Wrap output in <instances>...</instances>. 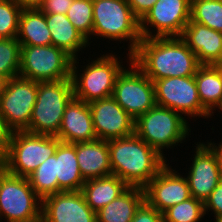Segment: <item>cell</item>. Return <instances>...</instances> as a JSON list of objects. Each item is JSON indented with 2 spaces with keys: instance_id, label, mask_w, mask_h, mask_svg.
<instances>
[{
  "instance_id": "5bb4252c",
  "label": "cell",
  "mask_w": 222,
  "mask_h": 222,
  "mask_svg": "<svg viewBox=\"0 0 222 222\" xmlns=\"http://www.w3.org/2000/svg\"><path fill=\"white\" fill-rule=\"evenodd\" d=\"M95 134L108 141L135 134V120L111 96L89 103Z\"/></svg>"
},
{
  "instance_id": "44dd1931",
  "label": "cell",
  "mask_w": 222,
  "mask_h": 222,
  "mask_svg": "<svg viewBox=\"0 0 222 222\" xmlns=\"http://www.w3.org/2000/svg\"><path fill=\"white\" fill-rule=\"evenodd\" d=\"M47 27L52 38V45L64 50L73 59L78 52L91 42L78 31L65 14H45Z\"/></svg>"
},
{
  "instance_id": "d6a6232c",
  "label": "cell",
  "mask_w": 222,
  "mask_h": 222,
  "mask_svg": "<svg viewBox=\"0 0 222 222\" xmlns=\"http://www.w3.org/2000/svg\"><path fill=\"white\" fill-rule=\"evenodd\" d=\"M213 211L215 222H218L222 218V178L220 179L216 188L211 192L210 196L204 202V212Z\"/></svg>"
},
{
  "instance_id": "83f0119b",
  "label": "cell",
  "mask_w": 222,
  "mask_h": 222,
  "mask_svg": "<svg viewBox=\"0 0 222 222\" xmlns=\"http://www.w3.org/2000/svg\"><path fill=\"white\" fill-rule=\"evenodd\" d=\"M189 22L222 32V0H191Z\"/></svg>"
},
{
  "instance_id": "ab89813d",
  "label": "cell",
  "mask_w": 222,
  "mask_h": 222,
  "mask_svg": "<svg viewBox=\"0 0 222 222\" xmlns=\"http://www.w3.org/2000/svg\"><path fill=\"white\" fill-rule=\"evenodd\" d=\"M6 79H4V78H2L1 76H0V96H1V94L3 93V89H4V87H5V83H6Z\"/></svg>"
},
{
  "instance_id": "ac0fdd59",
  "label": "cell",
  "mask_w": 222,
  "mask_h": 222,
  "mask_svg": "<svg viewBox=\"0 0 222 222\" xmlns=\"http://www.w3.org/2000/svg\"><path fill=\"white\" fill-rule=\"evenodd\" d=\"M56 137L73 144L97 140L89 104L73 97L65 108Z\"/></svg>"
},
{
  "instance_id": "3957f363",
  "label": "cell",
  "mask_w": 222,
  "mask_h": 222,
  "mask_svg": "<svg viewBox=\"0 0 222 222\" xmlns=\"http://www.w3.org/2000/svg\"><path fill=\"white\" fill-rule=\"evenodd\" d=\"M93 32L92 36L104 37L114 41H128L127 57L129 63L132 54L142 40L140 21L134 16L127 0H92Z\"/></svg>"
},
{
  "instance_id": "8fae6325",
  "label": "cell",
  "mask_w": 222,
  "mask_h": 222,
  "mask_svg": "<svg viewBox=\"0 0 222 222\" xmlns=\"http://www.w3.org/2000/svg\"><path fill=\"white\" fill-rule=\"evenodd\" d=\"M112 97L134 120L156 105L153 81L132 61L118 75Z\"/></svg>"
},
{
  "instance_id": "9c48e42d",
  "label": "cell",
  "mask_w": 222,
  "mask_h": 222,
  "mask_svg": "<svg viewBox=\"0 0 222 222\" xmlns=\"http://www.w3.org/2000/svg\"><path fill=\"white\" fill-rule=\"evenodd\" d=\"M73 58L54 45H21L19 76L37 82L71 78Z\"/></svg>"
},
{
  "instance_id": "7c38bea8",
  "label": "cell",
  "mask_w": 222,
  "mask_h": 222,
  "mask_svg": "<svg viewBox=\"0 0 222 222\" xmlns=\"http://www.w3.org/2000/svg\"><path fill=\"white\" fill-rule=\"evenodd\" d=\"M153 84L156 105L184 114V118L186 116L196 117V119L211 117L199 100L194 76L168 77L155 80Z\"/></svg>"
},
{
  "instance_id": "f1b7e54d",
  "label": "cell",
  "mask_w": 222,
  "mask_h": 222,
  "mask_svg": "<svg viewBox=\"0 0 222 222\" xmlns=\"http://www.w3.org/2000/svg\"><path fill=\"white\" fill-rule=\"evenodd\" d=\"M21 45L16 38H0V76L6 80L19 76Z\"/></svg>"
},
{
  "instance_id": "603a6c76",
  "label": "cell",
  "mask_w": 222,
  "mask_h": 222,
  "mask_svg": "<svg viewBox=\"0 0 222 222\" xmlns=\"http://www.w3.org/2000/svg\"><path fill=\"white\" fill-rule=\"evenodd\" d=\"M144 202L143 188L128 187L112 202L96 212L97 222H131Z\"/></svg>"
},
{
  "instance_id": "ffe728a7",
  "label": "cell",
  "mask_w": 222,
  "mask_h": 222,
  "mask_svg": "<svg viewBox=\"0 0 222 222\" xmlns=\"http://www.w3.org/2000/svg\"><path fill=\"white\" fill-rule=\"evenodd\" d=\"M76 155L85 181L112 175L107 141L97 139L76 143Z\"/></svg>"
},
{
  "instance_id": "8d00e7d4",
  "label": "cell",
  "mask_w": 222,
  "mask_h": 222,
  "mask_svg": "<svg viewBox=\"0 0 222 222\" xmlns=\"http://www.w3.org/2000/svg\"><path fill=\"white\" fill-rule=\"evenodd\" d=\"M9 134L10 132L4 126L3 120L0 116V160L6 152Z\"/></svg>"
},
{
  "instance_id": "4dcf8cb0",
  "label": "cell",
  "mask_w": 222,
  "mask_h": 222,
  "mask_svg": "<svg viewBox=\"0 0 222 222\" xmlns=\"http://www.w3.org/2000/svg\"><path fill=\"white\" fill-rule=\"evenodd\" d=\"M67 18L89 42L93 32V2L92 0H73L67 13Z\"/></svg>"
},
{
  "instance_id": "f35d334b",
  "label": "cell",
  "mask_w": 222,
  "mask_h": 222,
  "mask_svg": "<svg viewBox=\"0 0 222 222\" xmlns=\"http://www.w3.org/2000/svg\"><path fill=\"white\" fill-rule=\"evenodd\" d=\"M207 143L216 152V155H217L218 161H219V166L221 168V173H222V141H221V143L218 144V146L216 145V143H214V142L212 143L211 141L207 142Z\"/></svg>"
},
{
  "instance_id": "e0dca14e",
  "label": "cell",
  "mask_w": 222,
  "mask_h": 222,
  "mask_svg": "<svg viewBox=\"0 0 222 222\" xmlns=\"http://www.w3.org/2000/svg\"><path fill=\"white\" fill-rule=\"evenodd\" d=\"M41 222H97L81 190L62 191L42 199Z\"/></svg>"
},
{
  "instance_id": "d6986e66",
  "label": "cell",
  "mask_w": 222,
  "mask_h": 222,
  "mask_svg": "<svg viewBox=\"0 0 222 222\" xmlns=\"http://www.w3.org/2000/svg\"><path fill=\"white\" fill-rule=\"evenodd\" d=\"M181 38L196 54L201 65H215L222 62V32L197 22H189Z\"/></svg>"
},
{
  "instance_id": "f546056e",
  "label": "cell",
  "mask_w": 222,
  "mask_h": 222,
  "mask_svg": "<svg viewBox=\"0 0 222 222\" xmlns=\"http://www.w3.org/2000/svg\"><path fill=\"white\" fill-rule=\"evenodd\" d=\"M205 216L204 203L190 197L163 212L164 222H200Z\"/></svg>"
},
{
  "instance_id": "d4e9b609",
  "label": "cell",
  "mask_w": 222,
  "mask_h": 222,
  "mask_svg": "<svg viewBox=\"0 0 222 222\" xmlns=\"http://www.w3.org/2000/svg\"><path fill=\"white\" fill-rule=\"evenodd\" d=\"M16 39L20 45H52V38L47 27L45 14L40 9L21 10Z\"/></svg>"
},
{
  "instance_id": "74e56055",
  "label": "cell",
  "mask_w": 222,
  "mask_h": 222,
  "mask_svg": "<svg viewBox=\"0 0 222 222\" xmlns=\"http://www.w3.org/2000/svg\"><path fill=\"white\" fill-rule=\"evenodd\" d=\"M22 9H40L44 0H14Z\"/></svg>"
},
{
  "instance_id": "484cf974",
  "label": "cell",
  "mask_w": 222,
  "mask_h": 222,
  "mask_svg": "<svg viewBox=\"0 0 222 222\" xmlns=\"http://www.w3.org/2000/svg\"><path fill=\"white\" fill-rule=\"evenodd\" d=\"M194 78L199 100L212 116L222 100V75L215 65H201Z\"/></svg>"
},
{
  "instance_id": "836d02e7",
  "label": "cell",
  "mask_w": 222,
  "mask_h": 222,
  "mask_svg": "<svg viewBox=\"0 0 222 222\" xmlns=\"http://www.w3.org/2000/svg\"><path fill=\"white\" fill-rule=\"evenodd\" d=\"M131 222H164L163 213L144 202L136 211Z\"/></svg>"
},
{
  "instance_id": "9a60e30c",
  "label": "cell",
  "mask_w": 222,
  "mask_h": 222,
  "mask_svg": "<svg viewBox=\"0 0 222 222\" xmlns=\"http://www.w3.org/2000/svg\"><path fill=\"white\" fill-rule=\"evenodd\" d=\"M168 165L169 163L143 188L145 202L161 213L192 197L186 177Z\"/></svg>"
},
{
  "instance_id": "e575fe53",
  "label": "cell",
  "mask_w": 222,
  "mask_h": 222,
  "mask_svg": "<svg viewBox=\"0 0 222 222\" xmlns=\"http://www.w3.org/2000/svg\"><path fill=\"white\" fill-rule=\"evenodd\" d=\"M73 0H44L40 10L44 14H65Z\"/></svg>"
},
{
  "instance_id": "2e32d148",
  "label": "cell",
  "mask_w": 222,
  "mask_h": 222,
  "mask_svg": "<svg viewBox=\"0 0 222 222\" xmlns=\"http://www.w3.org/2000/svg\"><path fill=\"white\" fill-rule=\"evenodd\" d=\"M186 179L191 196L203 203L222 178L216 152L208 143L198 142Z\"/></svg>"
},
{
  "instance_id": "d590c367",
  "label": "cell",
  "mask_w": 222,
  "mask_h": 222,
  "mask_svg": "<svg viewBox=\"0 0 222 222\" xmlns=\"http://www.w3.org/2000/svg\"><path fill=\"white\" fill-rule=\"evenodd\" d=\"M157 0H127L134 16L141 21Z\"/></svg>"
},
{
  "instance_id": "5b68a950",
  "label": "cell",
  "mask_w": 222,
  "mask_h": 222,
  "mask_svg": "<svg viewBox=\"0 0 222 222\" xmlns=\"http://www.w3.org/2000/svg\"><path fill=\"white\" fill-rule=\"evenodd\" d=\"M77 60L80 61L78 57L73 59L71 67L74 97L87 104L111 97L116 79L125 68L123 62H120V57L118 61L115 53L103 54L82 68V73H78Z\"/></svg>"
},
{
  "instance_id": "277c9868",
  "label": "cell",
  "mask_w": 222,
  "mask_h": 222,
  "mask_svg": "<svg viewBox=\"0 0 222 222\" xmlns=\"http://www.w3.org/2000/svg\"><path fill=\"white\" fill-rule=\"evenodd\" d=\"M60 142L55 136L26 131L11 132L0 166L10 174L27 178L47 158L55 154Z\"/></svg>"
},
{
  "instance_id": "30bf717a",
  "label": "cell",
  "mask_w": 222,
  "mask_h": 222,
  "mask_svg": "<svg viewBox=\"0 0 222 222\" xmlns=\"http://www.w3.org/2000/svg\"><path fill=\"white\" fill-rule=\"evenodd\" d=\"M38 82L21 76L8 79L0 96V116L11 133L29 127L36 103Z\"/></svg>"
},
{
  "instance_id": "1f68e13d",
  "label": "cell",
  "mask_w": 222,
  "mask_h": 222,
  "mask_svg": "<svg viewBox=\"0 0 222 222\" xmlns=\"http://www.w3.org/2000/svg\"><path fill=\"white\" fill-rule=\"evenodd\" d=\"M22 8L14 0H0V38H16Z\"/></svg>"
},
{
  "instance_id": "60d3db41",
  "label": "cell",
  "mask_w": 222,
  "mask_h": 222,
  "mask_svg": "<svg viewBox=\"0 0 222 222\" xmlns=\"http://www.w3.org/2000/svg\"><path fill=\"white\" fill-rule=\"evenodd\" d=\"M215 66L219 69V71L222 75V62H219V63L215 64Z\"/></svg>"
},
{
  "instance_id": "4fadbf2b",
  "label": "cell",
  "mask_w": 222,
  "mask_h": 222,
  "mask_svg": "<svg viewBox=\"0 0 222 222\" xmlns=\"http://www.w3.org/2000/svg\"><path fill=\"white\" fill-rule=\"evenodd\" d=\"M190 9L191 0H157L140 21L141 37H181L190 21Z\"/></svg>"
},
{
  "instance_id": "4316f807",
  "label": "cell",
  "mask_w": 222,
  "mask_h": 222,
  "mask_svg": "<svg viewBox=\"0 0 222 222\" xmlns=\"http://www.w3.org/2000/svg\"><path fill=\"white\" fill-rule=\"evenodd\" d=\"M27 178L32 189L41 199L63 191L58 186V179L55 177V154L47 158Z\"/></svg>"
},
{
  "instance_id": "6da1fadb",
  "label": "cell",
  "mask_w": 222,
  "mask_h": 222,
  "mask_svg": "<svg viewBox=\"0 0 222 222\" xmlns=\"http://www.w3.org/2000/svg\"><path fill=\"white\" fill-rule=\"evenodd\" d=\"M132 62L153 82L194 76L201 66L181 37L142 38L132 54Z\"/></svg>"
},
{
  "instance_id": "cb8c5ba5",
  "label": "cell",
  "mask_w": 222,
  "mask_h": 222,
  "mask_svg": "<svg viewBox=\"0 0 222 222\" xmlns=\"http://www.w3.org/2000/svg\"><path fill=\"white\" fill-rule=\"evenodd\" d=\"M129 186L115 175L86 180L81 192L90 208L97 212Z\"/></svg>"
},
{
  "instance_id": "b9f144b4",
  "label": "cell",
  "mask_w": 222,
  "mask_h": 222,
  "mask_svg": "<svg viewBox=\"0 0 222 222\" xmlns=\"http://www.w3.org/2000/svg\"><path fill=\"white\" fill-rule=\"evenodd\" d=\"M218 109H219V111H222V100H221V103H220Z\"/></svg>"
},
{
  "instance_id": "7402d4cb",
  "label": "cell",
  "mask_w": 222,
  "mask_h": 222,
  "mask_svg": "<svg viewBox=\"0 0 222 222\" xmlns=\"http://www.w3.org/2000/svg\"><path fill=\"white\" fill-rule=\"evenodd\" d=\"M55 177L63 191H79L85 180L76 155V143L60 142L55 152Z\"/></svg>"
},
{
  "instance_id": "52a82bcc",
  "label": "cell",
  "mask_w": 222,
  "mask_h": 222,
  "mask_svg": "<svg viewBox=\"0 0 222 222\" xmlns=\"http://www.w3.org/2000/svg\"><path fill=\"white\" fill-rule=\"evenodd\" d=\"M189 125L176 111L155 105L135 120V134L164 156L163 149L186 140L191 130Z\"/></svg>"
},
{
  "instance_id": "ba28073f",
  "label": "cell",
  "mask_w": 222,
  "mask_h": 222,
  "mask_svg": "<svg viewBox=\"0 0 222 222\" xmlns=\"http://www.w3.org/2000/svg\"><path fill=\"white\" fill-rule=\"evenodd\" d=\"M41 216L42 199L28 178L10 174L0 166V222L3 218L7 222H41Z\"/></svg>"
},
{
  "instance_id": "8992f818",
  "label": "cell",
  "mask_w": 222,
  "mask_h": 222,
  "mask_svg": "<svg viewBox=\"0 0 222 222\" xmlns=\"http://www.w3.org/2000/svg\"><path fill=\"white\" fill-rule=\"evenodd\" d=\"M74 97L71 78L38 82L36 103L29 127L31 134L57 136L67 104Z\"/></svg>"
},
{
  "instance_id": "7a4b0ae2",
  "label": "cell",
  "mask_w": 222,
  "mask_h": 222,
  "mask_svg": "<svg viewBox=\"0 0 222 222\" xmlns=\"http://www.w3.org/2000/svg\"><path fill=\"white\" fill-rule=\"evenodd\" d=\"M112 175L129 187L144 188L167 164V158L136 134L107 141Z\"/></svg>"
}]
</instances>
